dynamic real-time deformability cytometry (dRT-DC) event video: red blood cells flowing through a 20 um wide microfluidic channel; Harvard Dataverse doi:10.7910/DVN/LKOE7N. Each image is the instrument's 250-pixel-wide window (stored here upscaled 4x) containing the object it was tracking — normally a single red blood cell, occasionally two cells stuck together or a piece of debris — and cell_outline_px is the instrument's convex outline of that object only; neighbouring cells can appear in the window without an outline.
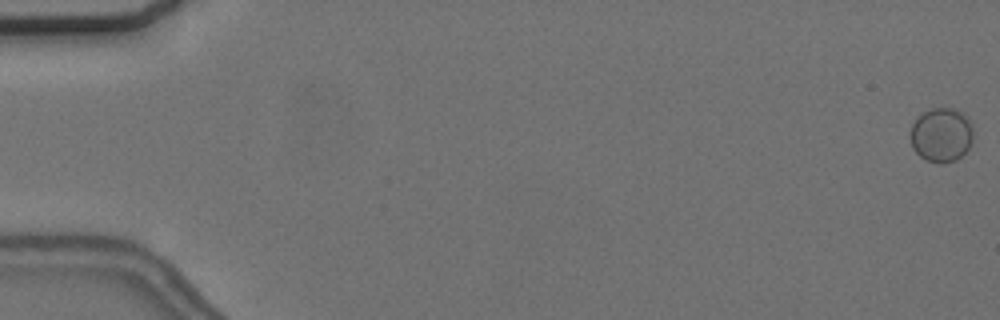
{"species": "common noctule bat (a hibernating species)", "species_latin": "Nyctalus noctula", "temperature_condition": "cold", "stored_images_in_passage": 13, "camera_frame_rate_fps": 3000, "um_per_image_px": 0.085, "animal": {"sex": "female", "body_mass_g": 24.6, "forearm_length_mm": 56.2}, "frame": {"image": 1, "passage_image": 1, "time_ms": 0.0, "image_size_px": [1000, 320], "cell_outline_px": [[972, 144], [956, 160], [928, 160], [920, 156], [912, 148], [908, 136], [912, 124], [924, 112], [932, 108], [956, 108], [964, 112], [968, 116], [972, 124]], "centroid_in_image_um": [80.02, 11.4], "position_along_channel_um": 5.0, "area_um2": 19.77}}